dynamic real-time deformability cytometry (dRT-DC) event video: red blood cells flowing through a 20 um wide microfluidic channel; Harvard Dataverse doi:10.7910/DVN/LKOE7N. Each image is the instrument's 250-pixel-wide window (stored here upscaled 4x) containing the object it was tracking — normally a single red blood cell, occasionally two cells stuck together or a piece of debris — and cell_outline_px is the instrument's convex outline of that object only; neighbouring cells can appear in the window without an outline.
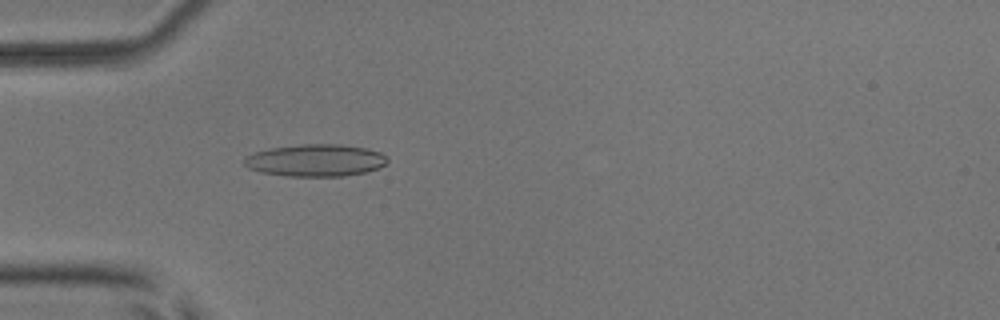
{"species": "common noctule bat (a hibernating species)", "species_latin": "Nyctalus noctula", "temperature_condition": "room temperature", "stored_images_in_passage": 48, "camera_frame_rate_fps": 3000, "um_per_image_px": 0.085, "animal": {"sex": "male", "body_mass_g": 17.9, "forearm_length_mm": 54.2}, "frame": {"image": 1, "passage_image": 12, "time_ms": 3.667, "image_size_px": [1000, 320], "cell_outline_px": [[388, 160], [380, 168], [364, 172], [344, 176], [288, 176], [260, 172], [248, 168], [244, 164], [244, 156], [268, 148], [300, 144], [340, 144], [368, 148], [380, 152], [388, 156]], "centroid_in_image_um": [26.83, 13.62], "position_along_channel_um": 58.2, "area_um2": 27.05}}
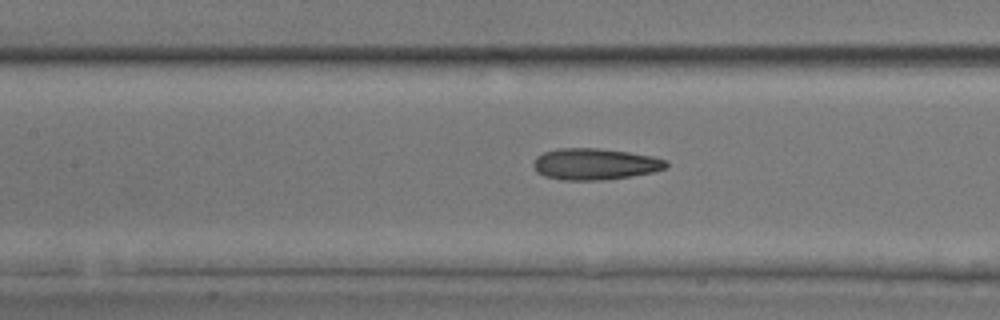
{"frame": {"image": 2, "passage_image": 20, "time_ms": 6.333, "image_size_px": [1000, 320], "cell_outline_px": [[668, 164], [664, 168], [652, 172], [628, 176], [600, 180], [564, 180], [544, 176], [536, 172], [532, 164], [536, 156], [544, 152], [560, 148], [596, 148], [628, 152], [652, 156], [664, 160]], "centroid_in_image_um": [50.5, 13.94], "position_along_channel_um": 156.9, "area_um2": 24.04}}
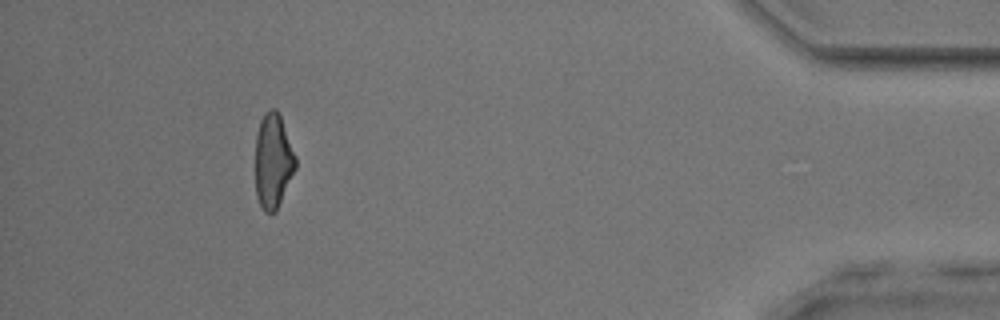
{"frame": {"image": 3, "passage_image": 44, "time_ms": 14.333, "image_size_px": [1000, 320], "cell_outline_px": [[296, 168], [276, 212], [264, 212], [256, 196], [256, 136], [260, 120], [264, 112], [268, 108], [276, 108], [280, 116], [296, 156]], "centroid_in_image_um": [23.21, 13.67], "position_along_channel_um": 412.0, "area_um2": 22.2}, "authors_computed_cell_mechanics": {"area_um2": 23.8136, "velocity_mm_per_s": 3.9282, "shape_relaxation_time_tau1_ms": null, "shape_relaxation_time_tau2_ms": 2.1649, "deformation_change_tau1": null, "deformation_change_tau2": 0.1107}}